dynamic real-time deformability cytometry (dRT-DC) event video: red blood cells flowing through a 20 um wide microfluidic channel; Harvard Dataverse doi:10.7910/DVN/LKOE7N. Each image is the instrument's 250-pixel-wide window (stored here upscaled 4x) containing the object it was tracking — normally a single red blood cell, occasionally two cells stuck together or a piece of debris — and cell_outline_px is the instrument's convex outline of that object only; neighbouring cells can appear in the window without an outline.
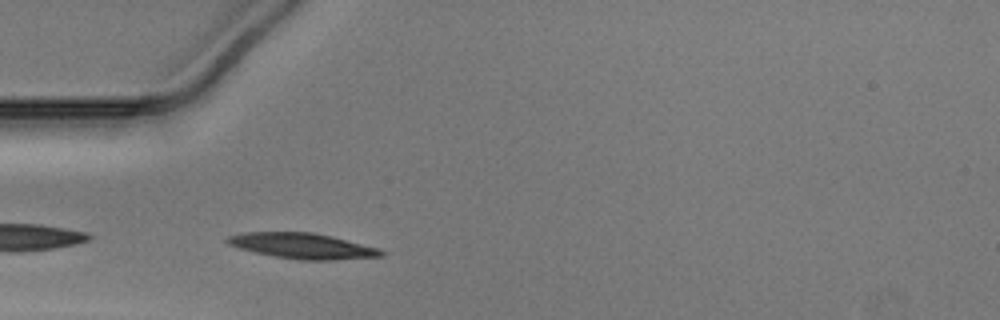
{"species": "Egyptian fruit bat (a non-hibernating species)", "species_latin": "Rousettus aegyptiacus", "temperature_condition": "warm", "stored_images_in_passage": 18, "camera_frame_rate_fps": 3000, "um_per_image_px": 0.085, "animal": {"sex": "male"}, "frame": {"image": 1, "passage_image": 2, "time_ms": 0.333, "image_size_px": [1000, 320], "cell_outline_px": [[384, 256], [332, 260], [300, 260], [276, 256], [256, 252], [240, 248], [228, 244], [224, 240], [228, 236], [244, 232], [312, 232], [332, 236], [380, 248], [384, 252]], "centroid_in_image_um": [25.73, 20.89], "position_along_channel_um": 59.3, "area_um2": 22.83}}
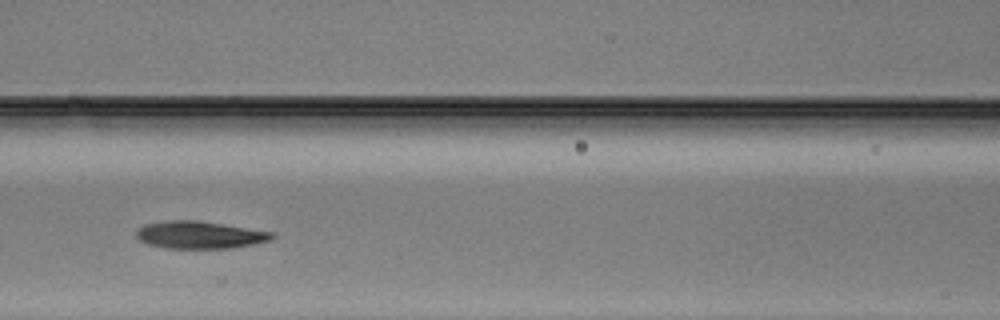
{"frame": {"image": 2, "passage_image": 9, "time_ms": 2.667, "image_size_px": [1000, 320], "cell_outline_px": [[276, 236], [272, 240], [232, 248], [164, 248], [148, 244], [140, 240], [136, 236], [136, 232], [144, 224], [164, 220], [200, 220], [272, 232]], "centroid_in_image_um": [16.97, 19.96], "position_along_channel_um": 149.6, "area_um2": 21.73}}
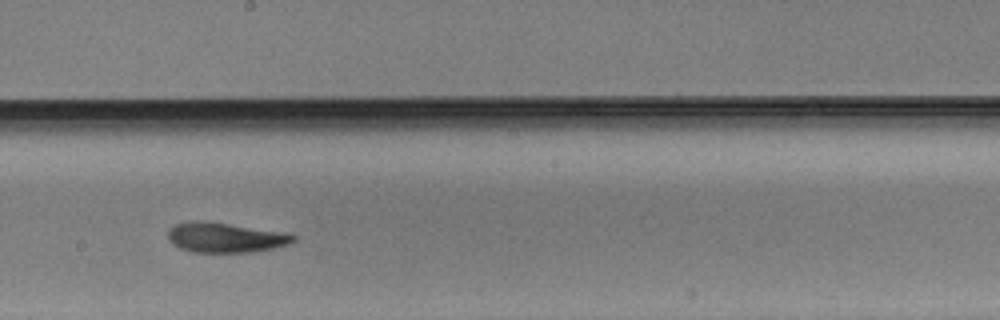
{"frame": {"image": 3, "passage_image": 15, "time_ms": 4.667, "image_size_px": [1000, 320], "cell_outline_px": [[296, 240], [288, 244], [272, 248], [248, 252], [192, 252], [180, 248], [172, 244], [168, 240], [168, 228], [172, 224], [192, 220], [204, 220], [280, 232], [296, 236]], "centroid_in_image_um": [19.04, 20.18], "position_along_channel_um": 229.2, "area_um2": 21.79}}